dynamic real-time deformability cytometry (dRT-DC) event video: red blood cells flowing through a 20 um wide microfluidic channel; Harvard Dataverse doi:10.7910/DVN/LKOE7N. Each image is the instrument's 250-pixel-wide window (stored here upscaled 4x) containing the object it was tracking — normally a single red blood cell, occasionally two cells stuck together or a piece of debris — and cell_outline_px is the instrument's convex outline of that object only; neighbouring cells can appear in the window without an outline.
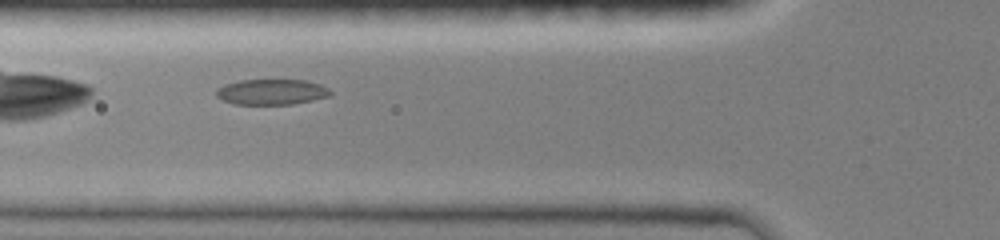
{"species": "common noctule bat (a hibernating species)", "species_latin": "Nyctalus noctula", "temperature_condition": "room temperature", "stored_images_in_passage": 21, "camera_frame_rate_fps": 3000, "um_per_image_px": 0.085, "animal": {"sex": "female", "body_mass_g": 19.0, "forearm_length_mm": 51.5}, "frame": {"image": 1, "passage_image": 3, "time_ms": 1.0, "image_size_px": [1000, 240], "cell_outline_px": [[332, 96], [292, 104], [236, 104], [224, 100], [216, 96], [216, 88], [224, 84], [240, 80], [304, 80], [320, 84], [328, 88], [332, 92]], "centroid_in_image_um": [23.1, 7.81], "position_along_channel_um": 102.7, "area_um2": 16.99}}
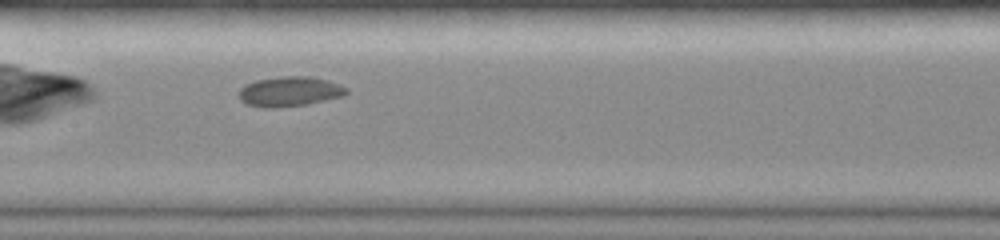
{"frame": {"image": 2, "passage_image": 7, "time_ms": 3.0, "image_size_px": [1000, 240], "cell_outline_px": [[348, 92], [344, 96], [308, 104], [272, 108], [264, 108], [244, 104], [236, 96], [240, 88], [244, 84], [256, 80], [280, 76], [308, 76], [328, 80], [348, 88]], "centroid_in_image_um": [24.57, 7.78], "position_along_channel_um": 182.8, "area_um2": 19.07}}
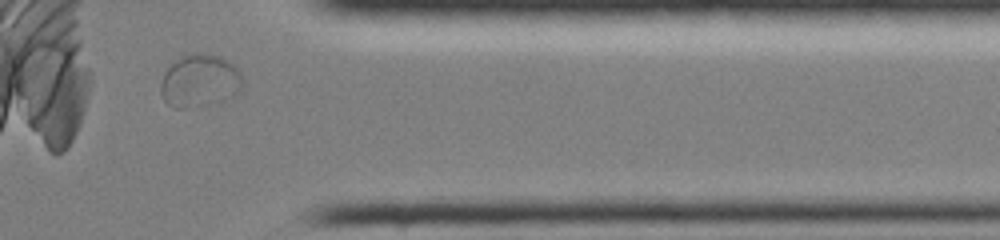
{"frame": {"image": 3, "passage_image": 18, "time_ms": 8.333, "image_size_px": [1000, 240], "cell_outline_px": [[244, 84], [232, 96], [224, 100], [184, 108], [172, 108], [164, 100], [160, 92], [160, 84], [164, 72], [184, 52], [196, 52], [220, 56], [228, 60], [240, 72], [244, 80]], "centroid_in_image_um": [16.96, 6.84], "position_along_channel_um": 394.4, "area_um2": 25.32}, "authors_computed_cell_mechanics": {"area_um2": 18.9006, "velocity_mm_per_s": 4.0187, "shape_relaxation_time_tau1_ms": 5.1222, "shape_relaxation_time_tau2_ms": 1.5548, "deformation_change_tau1": 0.1212, "deformation_change_tau2": 0.0287}}